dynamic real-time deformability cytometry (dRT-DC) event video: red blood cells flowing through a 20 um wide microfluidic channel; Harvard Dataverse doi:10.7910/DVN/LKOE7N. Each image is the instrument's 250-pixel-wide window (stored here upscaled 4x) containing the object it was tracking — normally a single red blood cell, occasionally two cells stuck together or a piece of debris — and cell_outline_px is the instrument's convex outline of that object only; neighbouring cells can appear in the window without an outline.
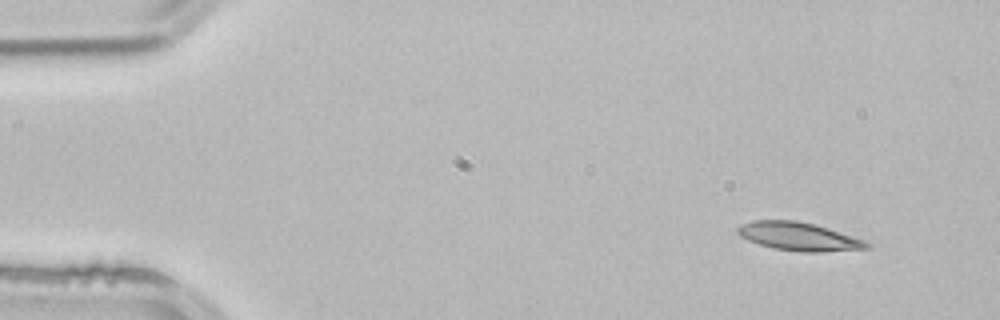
{"species": "common noctule bat (a hibernating species)", "species_latin": "Nyctalus noctula", "temperature_condition": "room temperature", "stored_images_in_passage": 48, "camera_frame_rate_fps": 3000, "um_per_image_px": 0.085, "animal": {"sex": "male", "body_mass_g": 21.5, "forearm_length_mm": 52.0}, "frame": {"image": 1, "passage_image": 1, "time_ms": 0.0, "image_size_px": [1000, 320], "cell_outline_px": [[872, 244], [868, 248], [824, 252], [800, 252], [772, 248], [748, 240], [740, 236], [736, 232], [736, 228], [740, 224], [752, 220], [796, 220], [828, 228], [864, 240]], "centroid_in_image_um": [67.86, 20.1], "position_along_channel_um": 17.1, "area_um2": 21.33}}
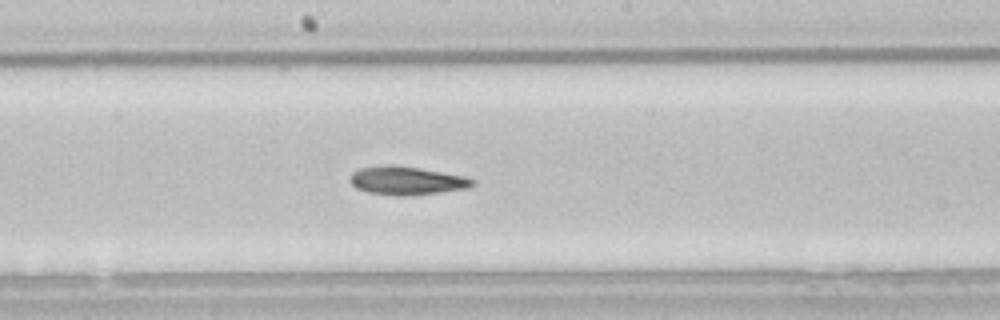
{"frame": {"image": 2, "passage_image": 24, "time_ms": 7.667, "image_size_px": [1000, 320], "cell_outline_px": [[476, 184], [468, 188], [440, 192], [408, 196], [396, 196], [368, 192], [356, 188], [348, 180], [348, 176], [352, 172], [360, 168], [420, 168], [464, 176], [472, 180]], "centroid_in_image_um": [34.58, 15.41], "position_along_channel_um": 213.6, "area_um2": 19.48}}
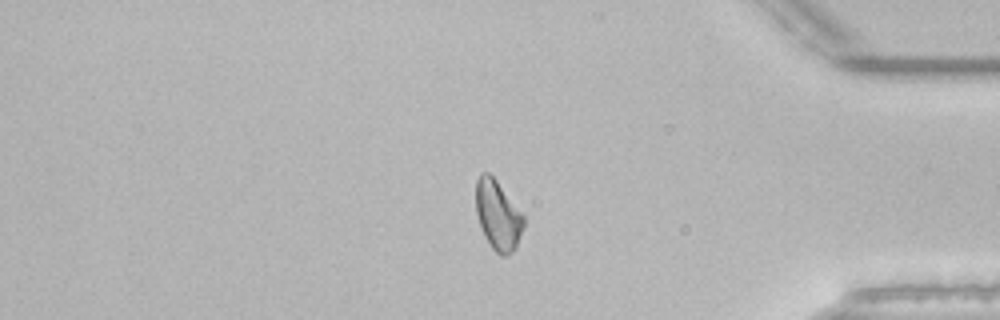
{"frame": {"image": 3, "passage_image": 40, "time_ms": 13.0, "image_size_px": [1000, 320], "cell_outline_px": [[524, 228], [516, 248], [508, 256], [500, 256], [492, 248], [484, 236], [476, 212], [476, 180], [480, 172], [488, 172], [496, 180], [524, 216]], "centroid_in_image_um": [42.32, 18.32], "position_along_channel_um": 392.9, "area_um2": 19.36}, "authors_computed_cell_mechanics": {"area_um2": 20.0855, "velocity_mm_per_s": 3.8775, "shape_relaxation_time_tau1_ms": null, "shape_relaxation_time_tau2_ms": 5.692, "deformation_change_tau1": null, "deformation_change_tau2": 0.1462}}